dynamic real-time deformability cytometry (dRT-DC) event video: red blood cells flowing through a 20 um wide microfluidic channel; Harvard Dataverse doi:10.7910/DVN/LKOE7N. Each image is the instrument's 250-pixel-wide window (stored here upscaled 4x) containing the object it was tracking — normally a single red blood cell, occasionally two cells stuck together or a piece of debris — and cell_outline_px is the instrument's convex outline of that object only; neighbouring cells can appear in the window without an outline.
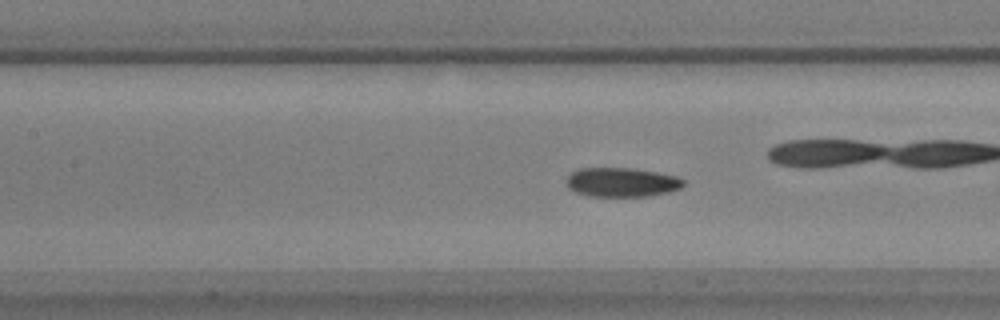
{"species": "common noctule bat (a hibernating species)", "species_latin": "Nyctalus noctula", "temperature_condition": "warm", "stored_images_in_passage": 44, "camera_frame_rate_fps": 3000, "um_per_image_px": 0.085, "animal": {"sex": "male", "body_mass_g": 17.9, "forearm_length_mm": 54.2}, "frame": {"image": 1, "passage_image": 13, "time_ms": 4.0, "image_size_px": [1000, 320], "cell_outline_px": [[684, 184], [680, 188], [668, 192], [652, 196], [588, 196], [576, 192], [568, 188], [568, 176], [572, 172], [580, 168], [632, 168], [656, 172], [676, 176], [684, 180]], "centroid_in_image_um": [52.86, 15.49], "position_along_channel_um": 154.5, "area_um2": 19.83}, "authors_computed_cell_mechanics": {"area_um2": 19.7965, "velocity_mm_per_s": 3.6356, "shape_relaxation_time_tau1_ms": 6.7091, "shape_relaxation_time_tau2_ms": 2.6897, "deformation_change_tau1": 0.1459, "deformation_change_tau2": 0.0678}}